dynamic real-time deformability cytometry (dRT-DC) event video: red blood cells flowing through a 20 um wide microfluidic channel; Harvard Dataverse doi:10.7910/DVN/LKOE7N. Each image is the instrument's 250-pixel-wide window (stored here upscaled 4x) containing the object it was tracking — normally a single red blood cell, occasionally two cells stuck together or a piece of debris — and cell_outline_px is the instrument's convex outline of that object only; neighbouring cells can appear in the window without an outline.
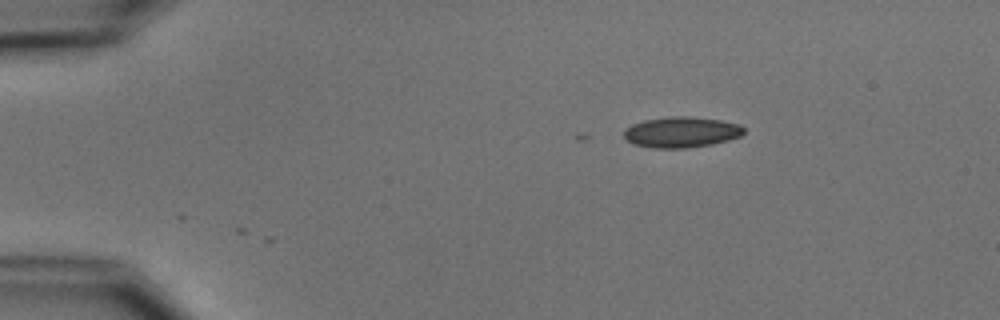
{"species": "common noctule bat (a hibernating species)", "species_latin": "Nyctalus noctula", "temperature_condition": "cold", "stored_images_in_passage": 4, "camera_frame_rate_fps": 3000, "um_per_image_px": 0.085, "animal": {"sex": "male", "body_mass_g": 15.6}, "frame": {"image": 1, "passage_image": 1, "time_ms": 0.0, "image_size_px": [1000, 320], "cell_outline_px": [[744, 132], [740, 136], [728, 140], [712, 144], [688, 148], [652, 148], [636, 144], [628, 140], [624, 136], [624, 128], [632, 124], [644, 120], [672, 116], [688, 116], [720, 120], [740, 124], [744, 128]], "centroid_in_image_um": [57.92, 11.23], "position_along_channel_um": 27.1, "area_um2": 21.44}}